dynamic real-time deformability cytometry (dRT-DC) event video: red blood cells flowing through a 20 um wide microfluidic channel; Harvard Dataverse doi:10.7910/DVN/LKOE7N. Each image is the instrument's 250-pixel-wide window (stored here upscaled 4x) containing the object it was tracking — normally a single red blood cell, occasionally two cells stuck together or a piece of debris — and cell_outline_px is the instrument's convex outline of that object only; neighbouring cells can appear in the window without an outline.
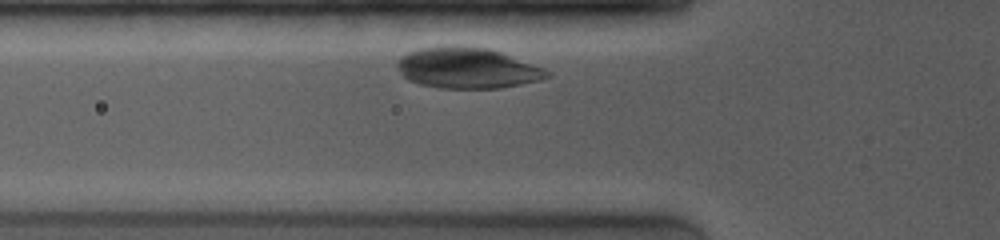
{"species": "common noctule bat (a hibernating species)", "species_latin": "Nyctalus noctula", "temperature_condition": "room temperature", "stored_images_in_passage": 7, "camera_frame_rate_fps": 4000, "um_per_image_px": 0.085, "animal": {"sex": "female", "body_mass_g": 19.0, "forearm_length_mm": 53.3}, "frame": {"image": 1, "passage_image": 3, "time_ms": 0.75, "image_size_px": [1000, 240], "cell_outline_px": [[552, 76], [540, 80], [500, 88], [440, 88], [420, 84], [408, 80], [400, 72], [396, 64], [396, 60], [400, 56], [408, 52], [420, 48], [488, 48], [500, 52], [544, 68], [552, 72]], "centroid_in_image_um": [39.73, 5.82], "position_along_channel_um": 86.1, "area_um2": 34.91}}